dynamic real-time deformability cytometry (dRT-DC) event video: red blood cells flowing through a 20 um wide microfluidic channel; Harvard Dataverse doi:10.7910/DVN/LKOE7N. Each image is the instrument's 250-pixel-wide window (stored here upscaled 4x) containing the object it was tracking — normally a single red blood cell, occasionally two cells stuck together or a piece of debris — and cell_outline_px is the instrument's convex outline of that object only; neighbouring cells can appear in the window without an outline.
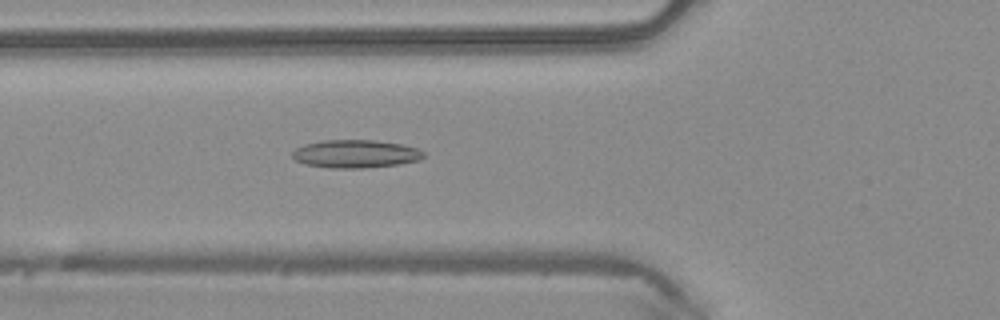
{"species": "common noctule bat (a hibernating species)", "species_latin": "Nyctalus noctula", "temperature_condition": "warm", "stored_images_in_passage": 35, "camera_frame_rate_fps": 3000, "um_per_image_px": 0.085, "animal": {"sex": "male", "body_mass_g": 20.4}, "frame": {"image": 1, "passage_image": 11, "time_ms": 3.333, "image_size_px": [1000, 320], "cell_outline_px": [[424, 156], [420, 160], [400, 164], [364, 168], [328, 168], [304, 164], [296, 160], [292, 156], [292, 152], [296, 148], [304, 144], [324, 140], [372, 140], [400, 144], [416, 148], [424, 152]], "centroid_in_image_um": [30.2, 13.08], "position_along_channel_um": 95.6, "area_um2": 21.44}}
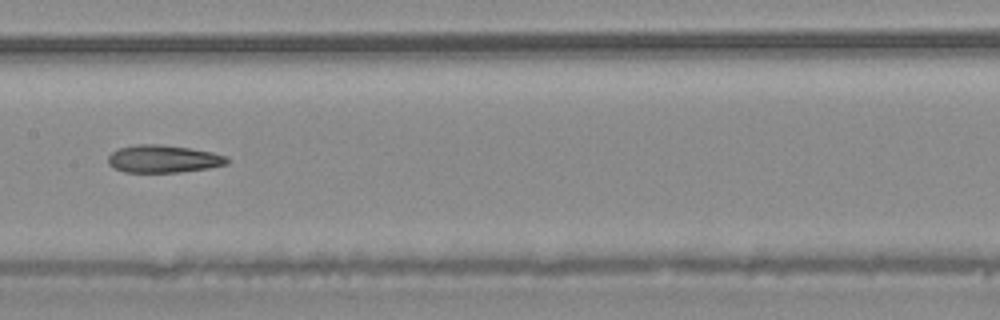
{"frame": {"image": 2, "passage_image": 18, "time_ms": 5.667, "image_size_px": [1000, 320], "cell_outline_px": [[228, 164], [208, 168], [180, 172], [124, 172], [112, 168], [108, 164], [108, 156], [112, 152], [120, 148], [136, 144], [160, 144], [192, 148], [212, 152], [228, 156]], "centroid_in_image_um": [13.88, 13.5], "position_along_channel_um": 193.5, "area_um2": 19.31}}
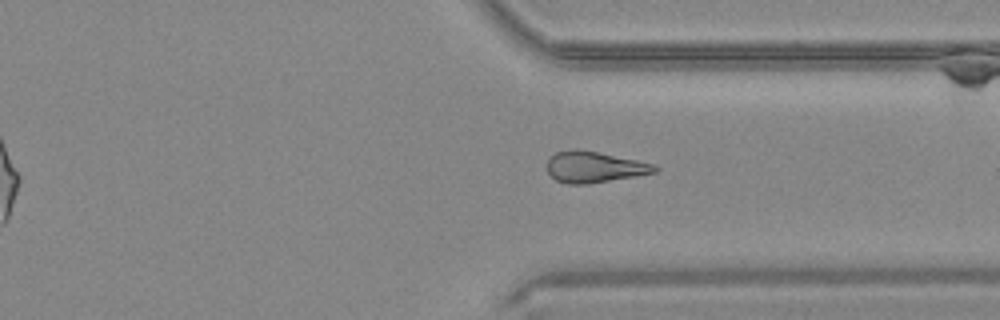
{"frame": {"image": 3, "passage_image": 30, "time_ms": 9.667, "image_size_px": [1000, 320], "cell_outline_px": [[660, 168], [656, 172], [636, 176], [588, 184], [568, 184], [556, 180], [548, 172], [548, 160], [556, 152], [576, 148], [656, 164]], "centroid_in_image_um": [50.54, 14.2], "position_along_channel_um": 360.9, "area_um2": 19.36}}